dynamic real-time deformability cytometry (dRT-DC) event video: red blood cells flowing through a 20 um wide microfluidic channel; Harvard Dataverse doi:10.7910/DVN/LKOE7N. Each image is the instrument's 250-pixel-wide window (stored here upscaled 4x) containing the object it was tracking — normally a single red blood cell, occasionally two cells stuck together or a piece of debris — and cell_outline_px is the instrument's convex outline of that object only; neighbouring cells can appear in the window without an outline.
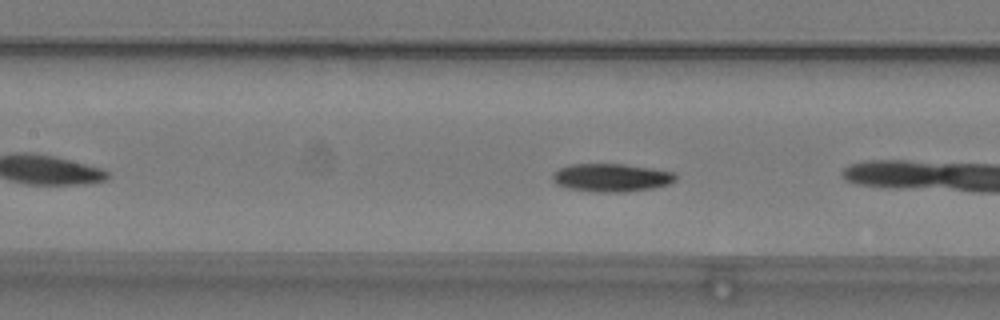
{"species": "common noctule bat (a hibernating species)", "species_latin": "Nyctalus noctula", "temperature_condition": "warm", "stored_images_in_passage": 12, "camera_frame_rate_fps": 3000, "um_per_image_px": 0.085, "animal": {"sex": "male", "body_mass_g": 19.2, "forearm_length_mm": 51.8}, "frame": {"image": 1, "passage_image": 7, "time_ms": 2.0, "image_size_px": [1000, 320], "cell_outline_px": [[676, 180], [668, 184], [652, 188], [624, 192], [596, 192], [568, 188], [556, 184], [552, 180], [552, 172], [568, 164], [624, 164], [676, 172]], "centroid_in_image_um": [51.94, 15.09], "position_along_channel_um": 155.5, "area_um2": 20.23}}